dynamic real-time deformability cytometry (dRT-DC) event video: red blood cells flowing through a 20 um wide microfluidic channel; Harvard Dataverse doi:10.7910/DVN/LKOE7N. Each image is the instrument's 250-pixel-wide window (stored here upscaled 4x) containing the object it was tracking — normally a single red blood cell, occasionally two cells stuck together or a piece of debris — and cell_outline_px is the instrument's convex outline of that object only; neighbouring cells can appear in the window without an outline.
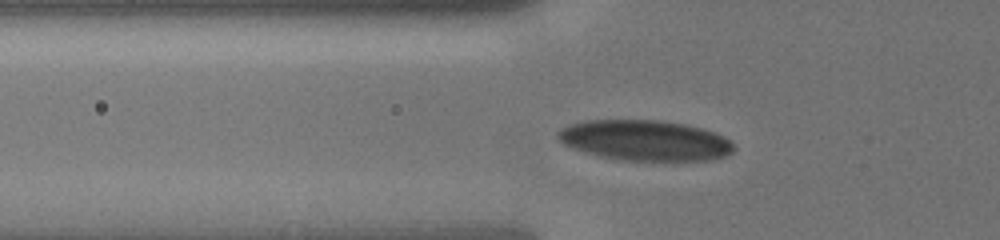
{"species": "human", "species_latin": "Homo sapiens", "temperature_condition": "cold", "stored_images_in_passage": 8, "camera_frame_rate_fps": 3000, "um_per_image_px": 0.085, "donor": {"sex": "male"}, "frame": {"image": 1, "passage_image": 5, "time_ms": 3.333, "image_size_px": [1000, 240], "cell_outline_px": [[732, 152], [728, 156], [712, 160], [620, 160], [600, 156], [572, 148], [564, 144], [556, 136], [556, 132], [560, 128], [568, 124], [584, 120], [660, 120], [684, 124], [704, 128], [716, 132], [732, 140]], "centroid_in_image_um": [54.82, 11.92], "position_along_channel_um": 71.0, "area_um2": 41.79}}
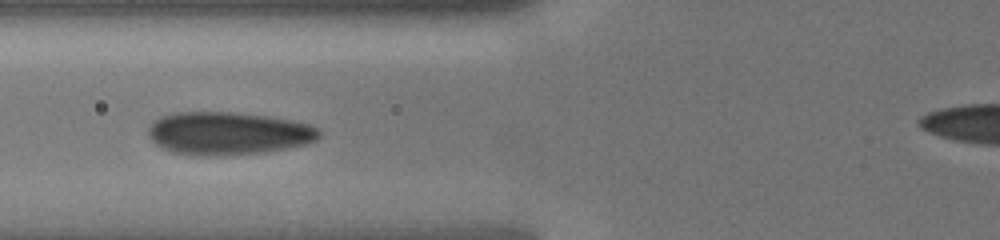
{"frame": {"image": 2, "passage_image": 6, "time_ms": 4.333, "image_size_px": [1000, 240], "cell_outline_px": [[320, 136], [316, 140], [308, 144], [264, 152], [216, 156], [204, 156], [172, 152], [156, 144], [148, 136], [148, 128], [152, 120], [160, 116], [176, 112], [236, 112], [268, 116], [292, 120], [308, 124], [320, 128]], "centroid_in_image_um": [19.39, 11.32], "position_along_channel_um": 106.4, "area_um2": 43.0}}
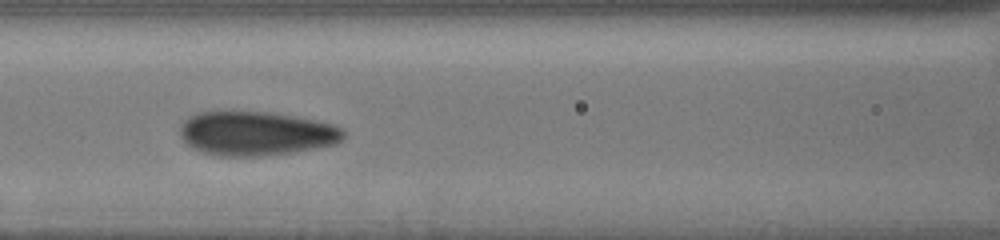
{"frame": {"image": 3, "passage_image": 7, "time_ms": 5.333, "image_size_px": [1000, 240], "cell_outline_px": [[344, 136], [336, 144], [316, 148], [292, 152], [264, 156], [216, 156], [200, 152], [192, 148], [180, 136], [180, 124], [188, 116], [196, 112], [268, 112], [316, 120], [332, 124], [344, 128]], "centroid_in_image_um": [21.74, 11.35], "position_along_channel_um": 144.9, "area_um2": 42.19}}